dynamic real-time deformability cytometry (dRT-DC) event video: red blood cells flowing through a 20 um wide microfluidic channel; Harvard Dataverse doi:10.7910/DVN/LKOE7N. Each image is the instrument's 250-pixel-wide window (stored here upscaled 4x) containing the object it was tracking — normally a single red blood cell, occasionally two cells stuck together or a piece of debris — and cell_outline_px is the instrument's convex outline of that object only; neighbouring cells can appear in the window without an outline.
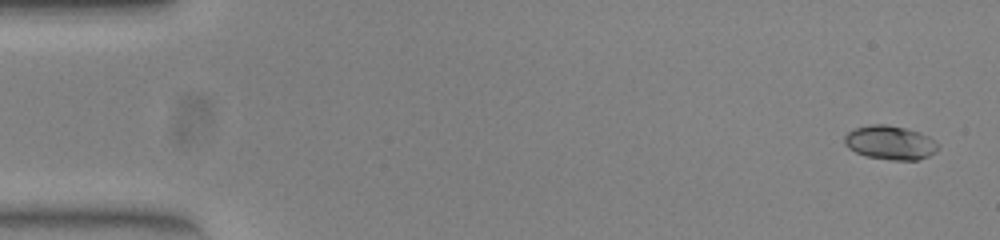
{"species": "common noctule bat (a hibernating species)", "species_latin": "Nyctalus noctula", "temperature_condition": "warm", "stored_images_in_passage": 53, "camera_frame_rate_fps": 3000, "um_per_image_px": 0.085, "animal": {"sex": "female", "body_mass_g": 23.0, "forearm_length_mm": 53.4}, "frame": {"image": 1, "passage_image": 2, "time_ms": 0.333, "image_size_px": [1000, 240], "cell_outline_px": [[940, 144], [936, 152], [920, 160], [892, 160], [864, 156], [848, 148], [844, 144], [844, 136], [848, 132], [856, 128], [872, 124], [888, 124], [920, 132], [928, 136]], "centroid_in_image_um": [75.67, 12.13], "position_along_channel_um": 9.3, "area_um2": 18.67}}
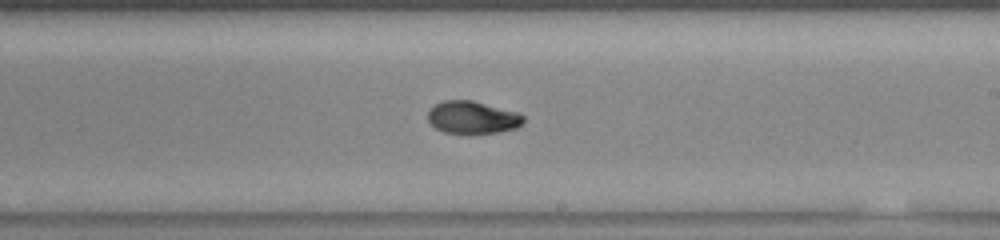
{"frame": {"image": 2, "passage_image": 31, "time_ms": 10.0, "image_size_px": [1000, 240], "cell_outline_px": [[524, 120], [516, 128], [496, 132], [444, 132], [436, 128], [428, 120], [428, 112], [436, 104], [444, 100], [472, 100], [516, 112], [524, 116]], "centroid_in_image_um": [40.15, 9.96], "position_along_channel_um": 248.9, "area_um2": 17.57}}
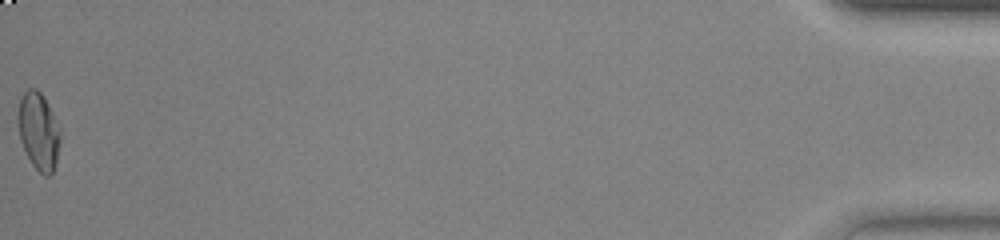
{"frame": {"image": 3, "passage_image": 53, "time_ms": 17.333, "image_size_px": [1000, 240], "cell_outline_px": [[60, 140], [56, 160], [52, 172], [48, 176], [44, 176], [32, 164], [20, 140], [16, 120], [16, 116], [20, 100], [24, 92], [28, 88], [36, 88], [40, 92], [48, 104], [60, 132]], "centroid_in_image_um": [3.24, 11.13], "position_along_channel_um": 432.0, "area_um2": 18.84}, "authors_computed_cell_mechanics": {"area_um2": 18.2648, "velocity_mm_per_s": 3.9025, "shape_relaxation_time_tau1_ms": 4.8329, "shape_relaxation_time_tau2_ms": 2.009, "deformation_change_tau1": 0.1666, "deformation_change_tau2": 0.0445}}